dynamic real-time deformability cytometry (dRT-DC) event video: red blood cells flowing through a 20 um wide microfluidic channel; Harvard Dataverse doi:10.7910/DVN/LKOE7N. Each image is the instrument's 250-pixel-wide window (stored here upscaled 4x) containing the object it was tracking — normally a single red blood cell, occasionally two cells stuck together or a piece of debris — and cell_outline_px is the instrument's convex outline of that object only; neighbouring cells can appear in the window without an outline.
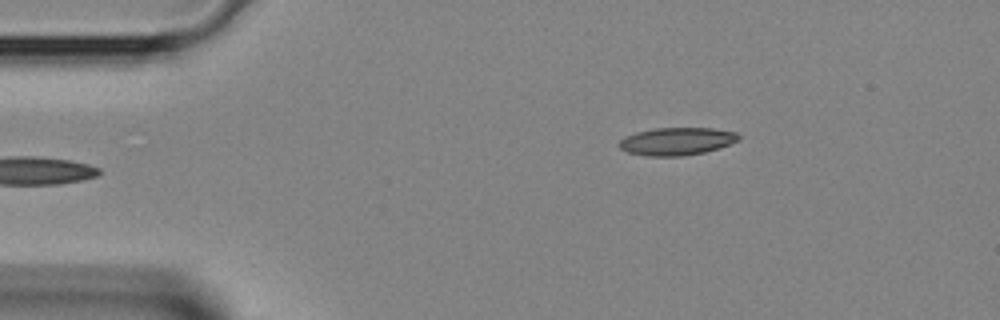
{"species": "Egyptian fruit bat (a non-hibernating species)", "species_latin": "Rousettus aegyptiacus", "temperature_condition": "room temperature", "stored_images_in_passage": 2, "camera_frame_rate_fps": 3000, "um_per_image_px": 0.085, "animal": {"sex": "female"}, "frame": {"image": 1, "passage_image": 2, "time_ms": 0.333, "image_size_px": [1000, 320], "cell_outline_px": [[740, 140], [720, 148], [704, 152], [680, 156], [644, 156], [628, 152], [620, 148], [616, 144], [624, 136], [636, 132], [656, 128], [712, 128], [736, 132], [740, 136]], "centroid_in_image_um": [57.51, 12.01], "position_along_channel_um": 27.5, "area_um2": 19.42}}